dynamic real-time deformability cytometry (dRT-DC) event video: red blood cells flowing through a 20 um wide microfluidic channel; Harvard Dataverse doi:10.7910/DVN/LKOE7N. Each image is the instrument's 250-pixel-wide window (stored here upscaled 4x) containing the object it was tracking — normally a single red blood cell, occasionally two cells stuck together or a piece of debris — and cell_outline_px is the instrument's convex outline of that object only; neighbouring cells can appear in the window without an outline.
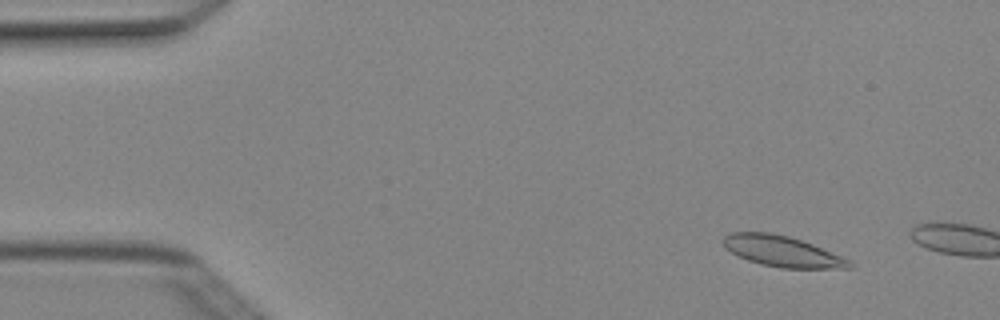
{"species": "Egyptian fruit bat (a non-hibernating species)", "species_latin": "Rousettus aegyptiacus", "temperature_condition": "cold", "stored_images_in_passage": 3, "camera_frame_rate_fps": 3000, "um_per_image_px": 0.085, "animal": {"sex": "female"}, "frame": {"image": 1, "passage_image": 2, "time_ms": 0.333, "image_size_px": [1000, 320], "cell_outline_px": [[852, 268], [780, 268], [760, 264], [736, 256], [724, 248], [720, 240], [728, 232], [772, 232], [788, 236], [812, 244], [852, 260]], "centroid_in_image_um": [66.42, 21.35], "position_along_channel_um": 18.6, "area_um2": 22.95}}